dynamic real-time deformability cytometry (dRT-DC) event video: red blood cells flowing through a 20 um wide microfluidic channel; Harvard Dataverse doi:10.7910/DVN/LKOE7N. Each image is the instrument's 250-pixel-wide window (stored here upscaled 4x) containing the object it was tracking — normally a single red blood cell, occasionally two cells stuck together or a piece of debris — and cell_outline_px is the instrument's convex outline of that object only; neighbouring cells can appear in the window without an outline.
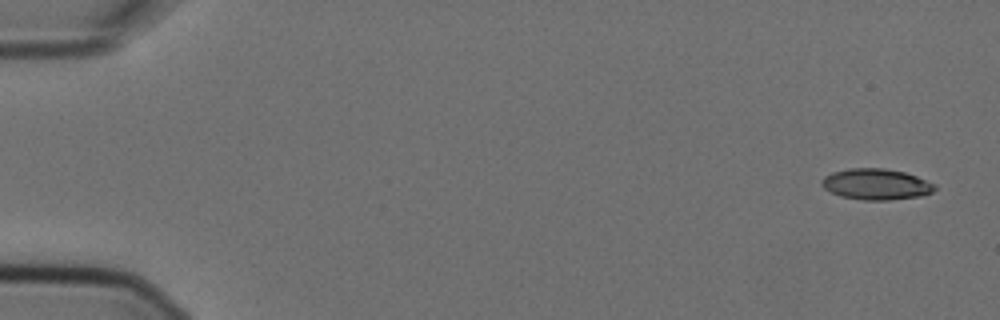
{"species": "Egyptian fruit bat (a non-hibernating species)", "species_latin": "Rousettus aegyptiacus", "temperature_condition": "cold", "stored_images_in_passage": 3, "camera_frame_rate_fps": 3000, "um_per_image_px": 0.085, "animal": {"sex": "female"}, "frame": {"image": 1, "passage_image": 1, "time_ms": 0.0, "image_size_px": [1000, 320], "cell_outline_px": [[936, 188], [932, 192], [920, 196], [888, 200], [864, 200], [840, 196], [824, 188], [820, 184], [820, 180], [824, 176], [832, 172], [848, 168], [884, 168], [904, 172], [916, 176], [936, 184]], "centroid_in_image_um": [74.45, 15.65], "position_along_channel_um": 10.6, "area_um2": 20.46}}
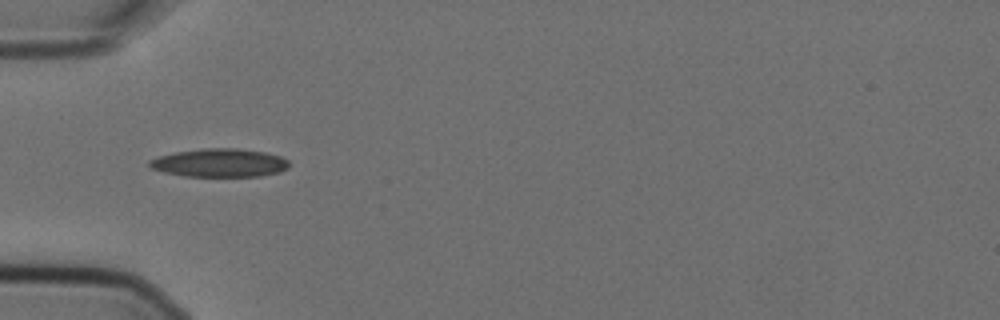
{"frame": {"image": 2, "passage_image": 3, "time_ms": 0.667, "image_size_px": [1000, 320], "cell_outline_px": [[288, 168], [280, 172], [260, 176], [184, 176], [164, 172], [152, 168], [148, 164], [148, 160], [156, 156], [176, 152], [200, 148], [236, 148], [264, 152], [280, 156], [288, 160]], "centroid_in_image_um": [18.64, 13.83], "position_along_channel_um": 66.4, "area_um2": 23.12}}